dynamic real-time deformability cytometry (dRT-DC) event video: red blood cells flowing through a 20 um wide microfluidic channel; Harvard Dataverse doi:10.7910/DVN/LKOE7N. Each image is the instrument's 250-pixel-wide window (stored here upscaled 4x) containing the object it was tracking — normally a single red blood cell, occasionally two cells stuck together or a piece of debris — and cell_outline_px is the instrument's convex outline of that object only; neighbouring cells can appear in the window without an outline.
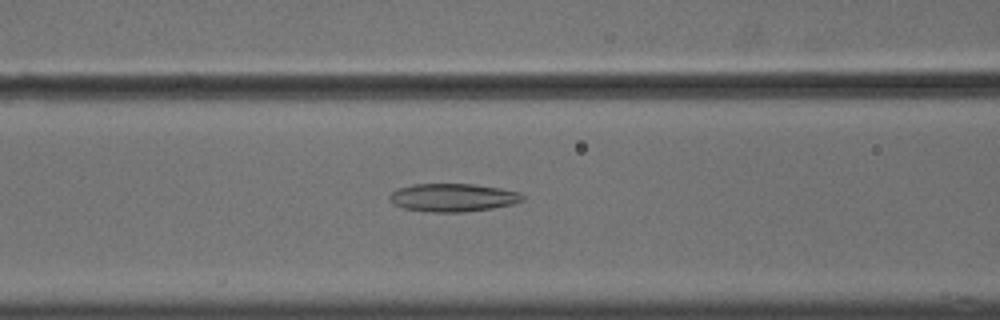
{"species": "common noctule bat (a hibernating species)", "species_latin": "Nyctalus noctula", "temperature_condition": "cold", "stored_images_in_passage": 46, "camera_frame_rate_fps": 3000, "um_per_image_px": 0.085, "animal": {"sex": "male", "body_mass_g": 18.8}, "frame": {"image": 1, "passage_image": 14, "time_ms": 4.333, "image_size_px": [1000, 320], "cell_outline_px": [[524, 200], [512, 204], [492, 208], [464, 212], [432, 212], [404, 208], [392, 204], [388, 200], [388, 196], [392, 192], [400, 188], [412, 184], [472, 184], [500, 188], [520, 192], [524, 196]], "centroid_in_image_um": [38.48, 16.79], "position_along_channel_um": 128.1, "area_um2": 21.79}}
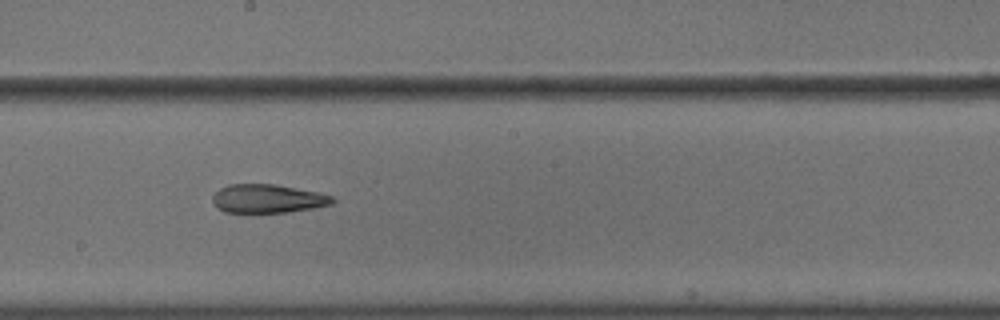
{"frame": {"image": 2, "passage_image": 22, "time_ms": 7.0, "image_size_px": [1000, 320], "cell_outline_px": [[336, 200], [332, 204], [312, 208], [288, 212], [224, 212], [216, 208], [212, 200], [212, 196], [220, 188], [228, 184], [276, 184], [316, 192], [332, 196]], "centroid_in_image_um": [22.72, 16.88], "position_along_channel_um": 225.5, "area_um2": 19.94}}
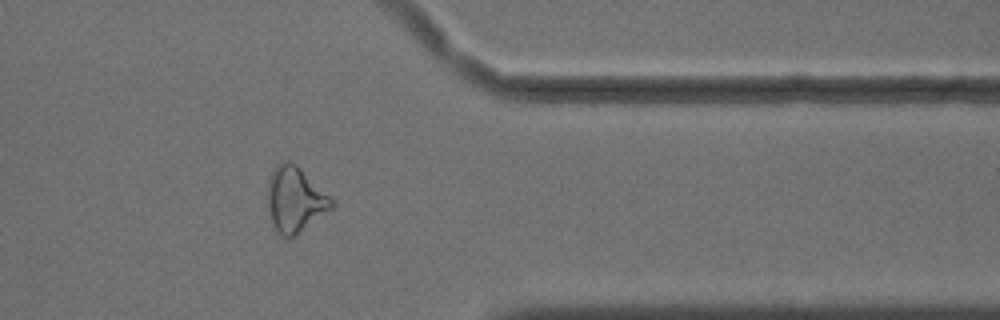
{"frame": {"image": 3, "passage_image": 36, "time_ms": 11.667, "image_size_px": [1000, 320], "cell_outline_px": [[336, 204], [332, 208], [296, 236], [280, 236], [272, 224], [268, 208], [268, 184], [272, 172], [280, 160], [288, 160], [296, 164], [332, 196], [336, 200]], "centroid_in_image_um": [25.12, 16.95], "position_along_channel_um": 386.3, "area_um2": 24.62}, "authors_computed_cell_mechanics": {"area_um2": 22.3108, "velocity_mm_per_s": 3.6403, "shape_relaxation_time_tau1_ms": 8.6411, "shape_relaxation_time_tau2_ms": 6.1065, "deformation_change_tau1": 0.1959, "deformation_change_tau2": 0.1863}}